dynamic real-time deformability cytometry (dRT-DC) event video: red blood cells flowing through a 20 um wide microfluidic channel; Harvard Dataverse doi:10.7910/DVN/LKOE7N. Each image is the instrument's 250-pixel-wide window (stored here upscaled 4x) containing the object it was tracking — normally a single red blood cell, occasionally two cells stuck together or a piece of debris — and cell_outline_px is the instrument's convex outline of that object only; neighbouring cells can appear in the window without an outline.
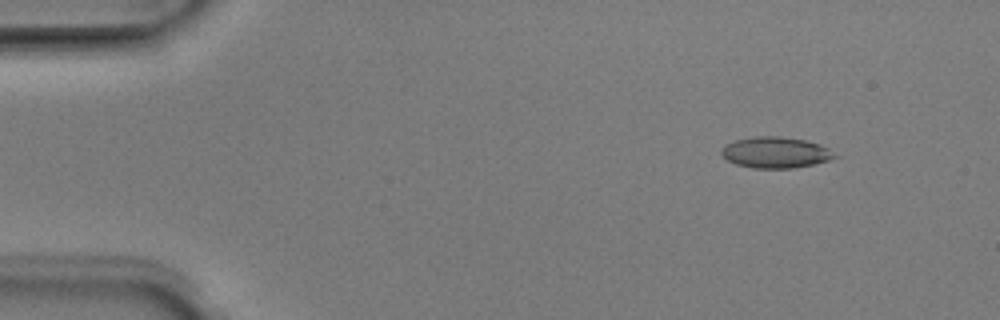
{"species": "Egyptian fruit bat (a non-hibernating species)", "species_latin": "Rousettus aegyptiacus", "temperature_condition": "room temperature", "stored_images_in_passage": 51, "camera_frame_rate_fps": 3000, "um_per_image_px": 0.085, "animal": {"sex": "male"}, "frame": {"image": 1, "passage_image": 6, "time_ms": 1.667, "image_size_px": [1000, 320], "cell_outline_px": [[840, 156], [828, 160], [812, 164], [792, 168], [752, 168], [736, 164], [728, 160], [720, 152], [728, 144], [736, 140], [752, 136], [780, 136], [804, 140], [820, 144], [828, 148]], "centroid_in_image_um": [65.95, 12.96], "position_along_channel_um": 19.0, "area_um2": 20.35}}
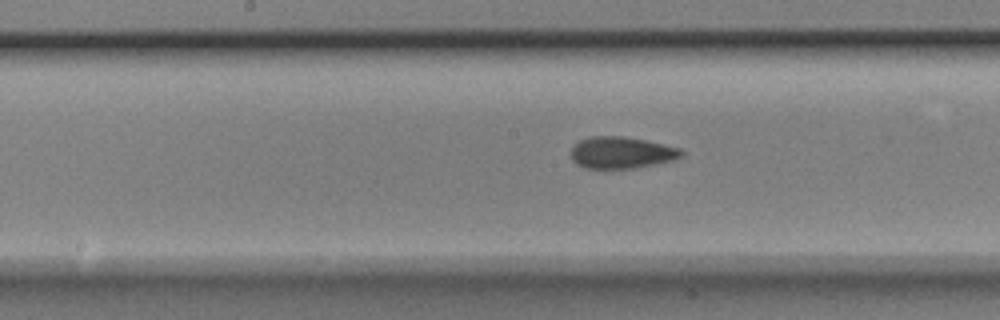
{"frame": {"image": 2, "passage_image": 26, "time_ms": 8.333, "image_size_px": [1000, 320], "cell_outline_px": [[684, 152], [676, 160], [636, 168], [584, 168], [576, 164], [572, 160], [572, 148], [580, 140], [592, 136], [624, 136], [664, 144], [680, 148]], "centroid_in_image_um": [52.84, 12.98], "position_along_channel_um": 195.4, "area_um2": 20.4}}
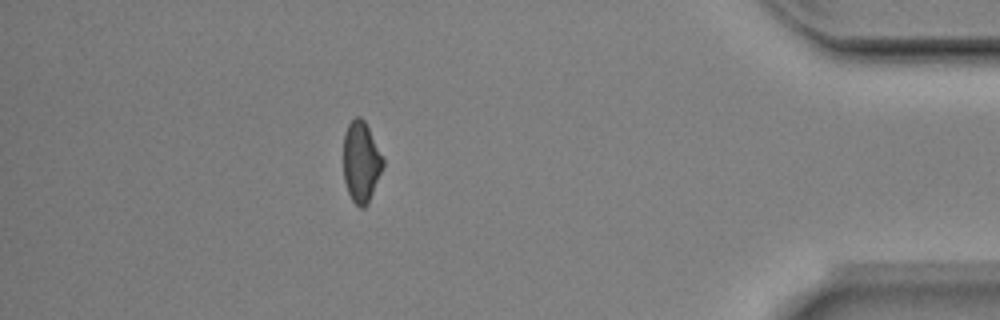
{"frame": {"image": 3, "passage_image": 45, "time_ms": 14.667, "image_size_px": [1000, 320], "cell_outline_px": [[384, 164], [368, 204], [364, 208], [360, 208], [352, 200], [348, 192], [344, 180], [344, 132], [348, 124], [356, 116], [360, 116], [364, 120], [384, 156]], "centroid_in_image_um": [30.7, 13.75], "position_along_channel_um": 404.5, "area_um2": 18.73}, "authors_computed_cell_mechanics": {"area_um2": 20.1144, "velocity_mm_per_s": 4.0167, "shape_relaxation_time_tau1_ms": 2.7961, "shape_relaxation_time_tau2_ms": 2.3869, "deformation_change_tau1": 0.0916, "deformation_change_tau2": 0.0903}}